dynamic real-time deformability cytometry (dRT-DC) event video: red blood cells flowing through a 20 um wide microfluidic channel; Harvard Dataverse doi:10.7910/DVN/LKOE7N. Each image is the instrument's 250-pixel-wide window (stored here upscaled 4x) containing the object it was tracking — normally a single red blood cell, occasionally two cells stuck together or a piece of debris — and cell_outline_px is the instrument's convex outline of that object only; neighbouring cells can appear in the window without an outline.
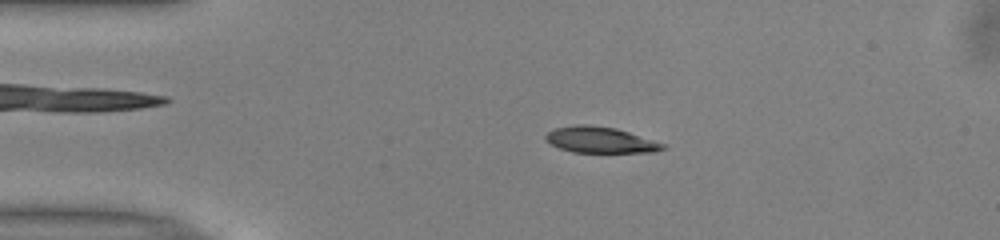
{"species": "common noctule bat (a hibernating species)", "species_latin": "Nyctalus noctula", "temperature_condition": "warm", "stored_images_in_passage": 51, "camera_frame_rate_fps": 3000, "um_per_image_px": 0.085, "animal": {"sex": "male", "body_mass_g": 13.0, "forearm_length_mm": 53.1}, "frame": {"image": 1, "passage_image": 10, "time_ms": 3.0, "image_size_px": [1000, 240], "cell_outline_px": [[668, 148], [652, 152], [572, 152], [560, 148], [544, 140], [544, 136], [548, 132], [556, 128], [576, 124], [588, 124], [616, 128], [668, 144]], "centroid_in_image_um": [51.06, 11.89], "position_along_channel_um": 33.9, "area_um2": 17.92}}
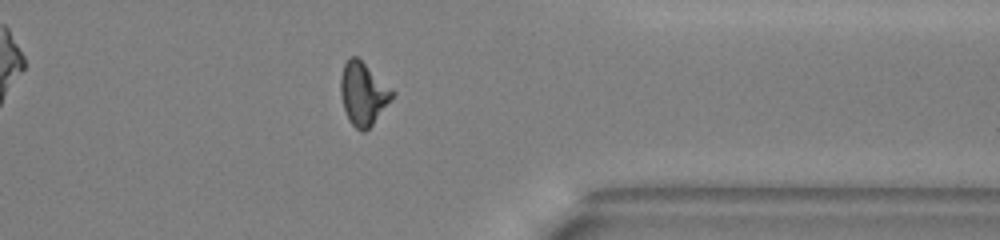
{"frame": {"image": 2, "passage_image": 40, "time_ms": 13.0, "image_size_px": [1000, 240], "cell_outline_px": [[396, 96], [372, 124], [364, 132], [360, 132], [348, 120], [344, 108], [340, 92], [340, 76], [344, 64], [352, 56], [356, 56], [392, 88], [396, 92]], "centroid_in_image_um": [30.89, 7.98], "position_along_channel_um": 380.5, "area_um2": 18.96}}
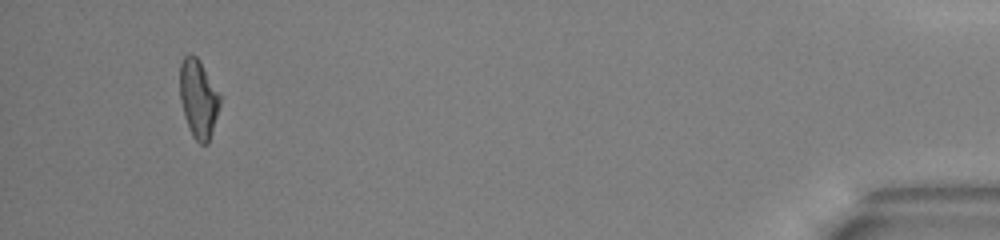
{"frame": {"image": 3, "passage_image": 48, "time_ms": 15.667, "image_size_px": [1000, 240], "cell_outline_px": [[220, 104], [208, 144], [200, 144], [192, 136], [188, 128], [184, 116], [180, 100], [180, 64], [184, 56], [196, 56], [200, 60], [220, 92]], "centroid_in_image_um": [16.86, 8.39], "position_along_channel_um": 418.3, "area_um2": 18.38}, "authors_computed_cell_mechanics": {"area_um2": 18.4382, "velocity_mm_per_s": 3.9792, "shape_relaxation_time_tau1_ms": 4.5364, "shape_relaxation_time_tau2_ms": 1.9477, "deformation_change_tau1": 0.1722, "deformation_change_tau2": 0.0939}}